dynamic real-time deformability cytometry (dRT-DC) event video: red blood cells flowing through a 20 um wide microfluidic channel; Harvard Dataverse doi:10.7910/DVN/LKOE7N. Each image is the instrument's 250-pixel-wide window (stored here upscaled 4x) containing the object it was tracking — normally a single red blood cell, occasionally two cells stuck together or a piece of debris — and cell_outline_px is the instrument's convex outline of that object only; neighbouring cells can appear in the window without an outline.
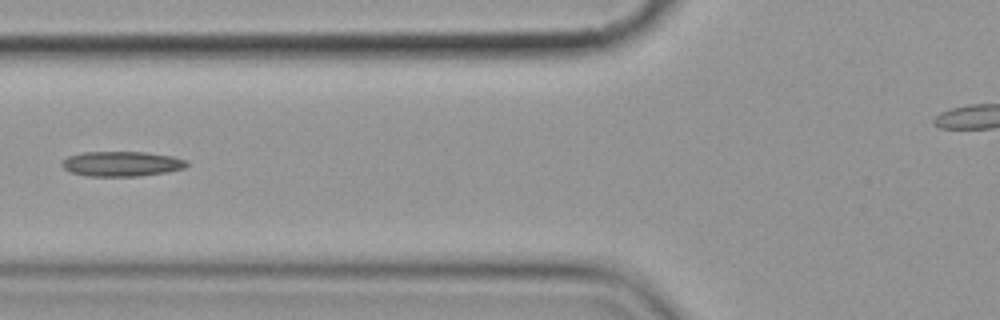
{"species": "common noctule bat (a hibernating species)", "species_latin": "Nyctalus noctula", "temperature_condition": "cold", "stored_images_in_passage": 9, "camera_frame_rate_fps": 3000, "um_per_image_px": 0.085, "animal": {"sex": "female", "body_mass_g": 19.9}, "frame": {"image": 1, "passage_image": 4, "time_ms": 3.667, "image_size_px": [1000, 320], "cell_outline_px": [[188, 164], [184, 168], [164, 172], [140, 176], [88, 176], [72, 172], [64, 168], [60, 164], [68, 156], [84, 152], [144, 152], [172, 156], [188, 160]], "centroid_in_image_um": [10.35, 13.92], "position_along_channel_um": 115.5, "area_um2": 18.03}}
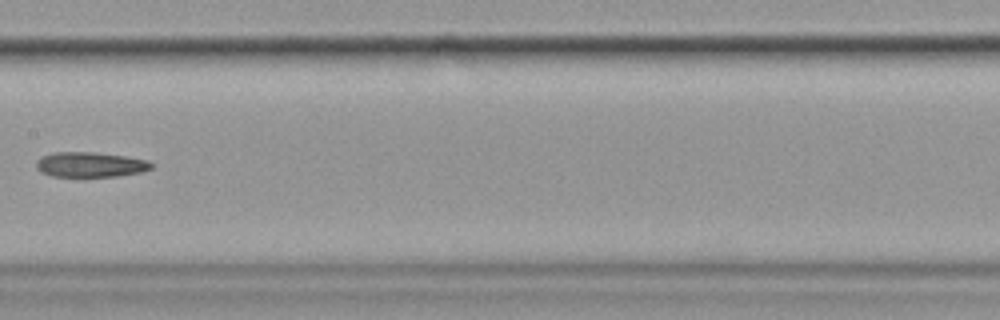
{"frame": {"image": 2, "passage_image": 6, "time_ms": 6.0, "image_size_px": [1000, 320], "cell_outline_px": [[152, 168], [140, 172], [116, 176], [52, 176], [36, 168], [36, 160], [52, 152], [96, 152], [124, 156], [148, 160], [152, 164]], "centroid_in_image_um": [7.67, 13.98], "position_along_channel_um": 199.7, "area_um2": 16.59}}
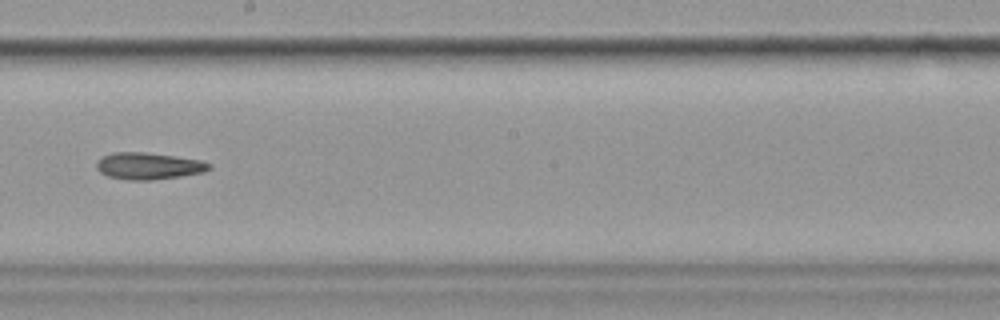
{"frame": {"image": 3, "passage_image": 7, "time_ms": 7.0, "image_size_px": [1000, 320], "cell_outline_px": [[212, 168], [204, 172], [180, 176], [152, 180], [128, 180], [108, 176], [100, 172], [96, 168], [96, 164], [104, 156], [112, 152], [144, 152], [200, 160], [212, 164]], "centroid_in_image_um": [12.64, 14.11], "position_along_channel_um": 235.6, "area_um2": 17.46}}